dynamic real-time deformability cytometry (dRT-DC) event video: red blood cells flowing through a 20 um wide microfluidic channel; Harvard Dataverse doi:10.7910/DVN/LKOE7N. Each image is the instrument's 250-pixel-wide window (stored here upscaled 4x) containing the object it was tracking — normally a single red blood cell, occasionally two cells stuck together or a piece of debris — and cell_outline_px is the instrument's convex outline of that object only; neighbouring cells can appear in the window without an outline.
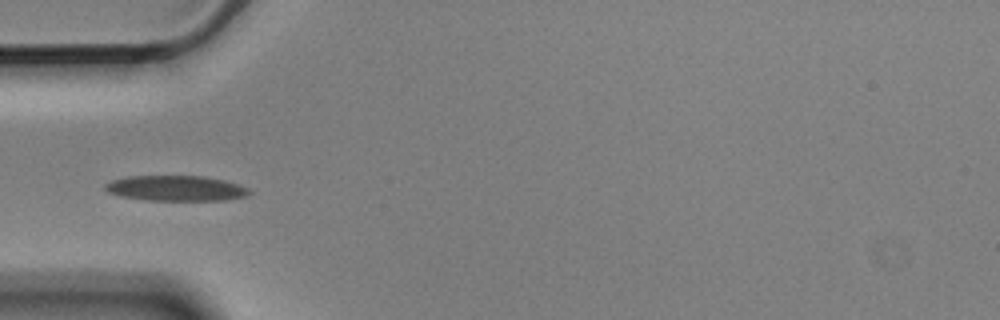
{"species": "Egyptian fruit bat (a non-hibernating species)", "species_latin": "Rousettus aegyptiacus", "temperature_condition": "cold", "stored_images_in_passage": 13, "camera_frame_rate_fps": 3000, "um_per_image_px": 0.085, "animal": {"sex": "male"}, "frame": {"image": 1, "passage_image": 3, "time_ms": 0.667, "image_size_px": [1000, 320], "cell_outline_px": [[252, 192], [248, 196], [224, 200], [148, 200], [120, 196], [108, 192], [104, 188], [104, 184], [112, 180], [128, 176], [204, 176], [224, 180], [248, 188]], "centroid_in_image_um": [14.95, 16.0], "position_along_channel_um": 70.1, "area_um2": 21.27}}
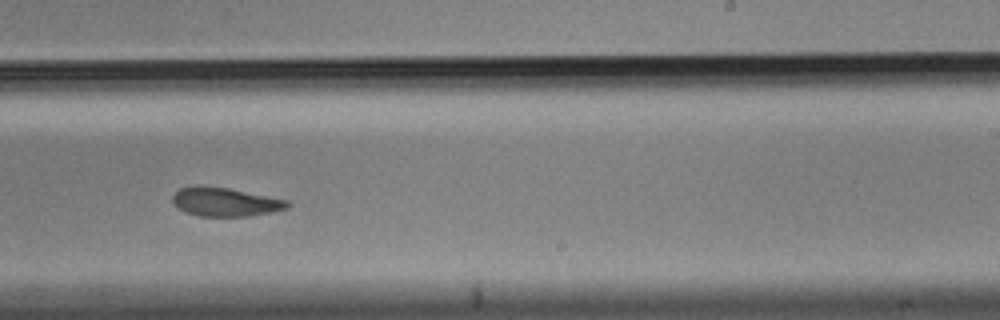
{"frame": {"image": 2, "passage_image": 8, "time_ms": 2.333, "image_size_px": [1000, 320], "cell_outline_px": [[288, 208], [272, 212], [248, 216], [200, 216], [188, 212], [180, 208], [172, 200], [172, 196], [180, 188], [196, 184], [200, 184], [228, 188], [288, 200]], "centroid_in_image_um": [19.13, 17.14], "position_along_channel_um": 269.9, "area_um2": 19.13}}
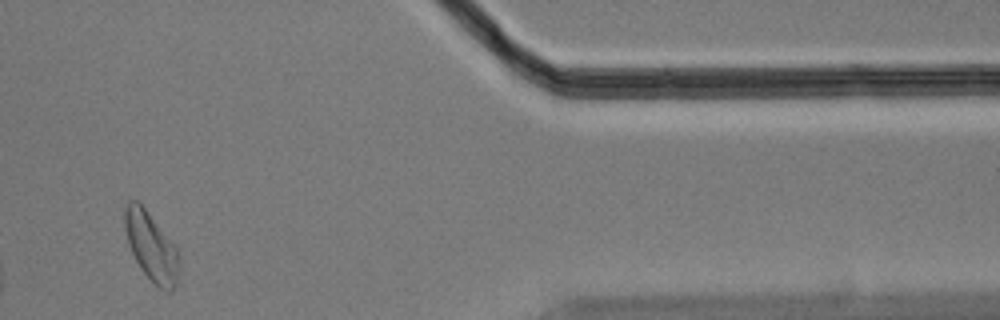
{"frame": {"image": 3, "passage_image": 11, "time_ms": 3.333, "image_size_px": [1000, 320], "cell_outline_px": [[180, 280], [168, 292], [164, 292], [140, 268], [128, 244], [124, 228], [124, 208], [128, 200], [136, 200], [148, 212], [180, 252]], "centroid_in_image_um": [12.88, 20.98], "position_along_channel_um": 398.5, "area_um2": 21.85}}